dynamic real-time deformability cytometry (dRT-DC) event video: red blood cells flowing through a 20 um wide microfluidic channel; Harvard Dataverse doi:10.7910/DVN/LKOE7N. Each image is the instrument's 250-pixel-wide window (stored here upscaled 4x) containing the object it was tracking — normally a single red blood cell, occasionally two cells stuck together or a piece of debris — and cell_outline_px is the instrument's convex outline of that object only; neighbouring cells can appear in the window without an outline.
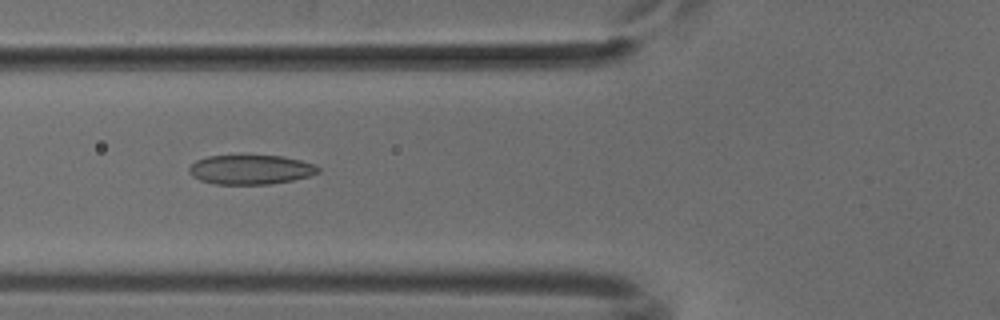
{"species": "common noctule bat (a hibernating species)", "species_latin": "Nyctalus noctula", "temperature_condition": "cold", "stored_images_in_passage": 42, "camera_frame_rate_fps": 3000, "um_per_image_px": 0.085, "animal": {"sex": "male", "body_mass_g": 18.8}, "frame": {"image": 1, "passage_image": 10, "time_ms": 3.0, "image_size_px": [1000, 320], "cell_outline_px": [[320, 172], [308, 176], [292, 180], [268, 184], [216, 184], [200, 180], [192, 176], [188, 172], [188, 168], [196, 160], [208, 156], [284, 156], [316, 164], [320, 168]], "centroid_in_image_um": [21.31, 14.41], "position_along_channel_um": 104.5, "area_um2": 22.08}}
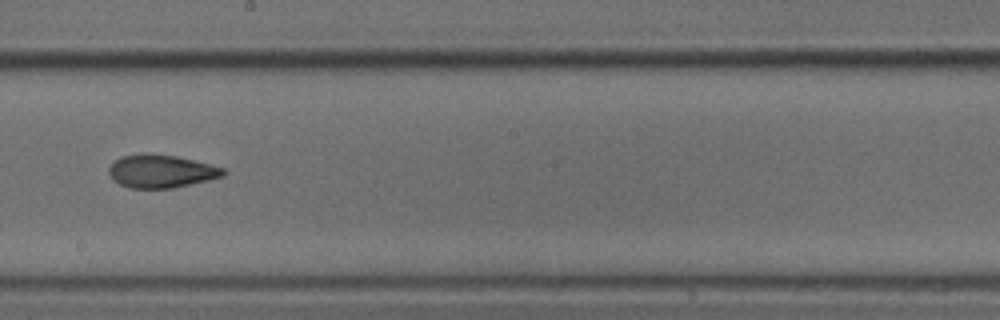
{"frame": {"image": 2, "passage_image": 20, "time_ms": 6.333, "image_size_px": [1000, 320], "cell_outline_px": [[228, 172], [224, 176], [208, 180], [172, 188], [128, 188], [112, 180], [108, 172], [108, 168], [120, 156], [144, 152], [148, 152], [176, 156], [224, 168]], "centroid_in_image_um": [13.66, 14.54], "position_along_channel_um": 234.5, "area_um2": 22.2}}
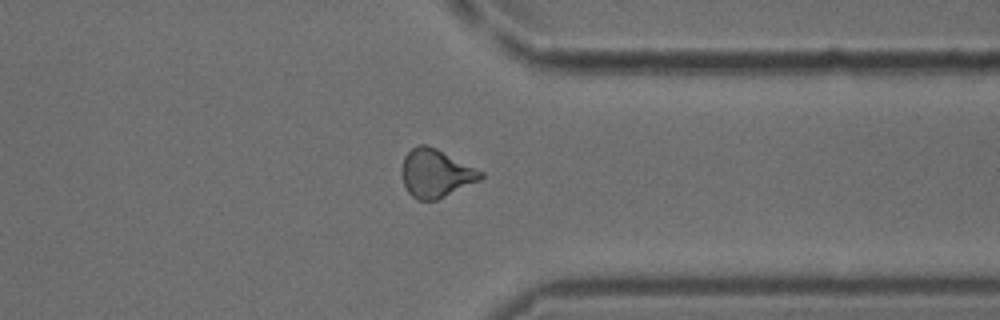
{"frame": {"image": 3, "passage_image": 31, "time_ms": 10.0, "image_size_px": [1000, 320], "cell_outline_px": [[484, 176], [480, 180], [436, 200], [416, 200], [408, 192], [404, 184], [400, 172], [400, 168], [404, 156], [412, 148], [420, 144], [424, 144], [436, 148], [484, 172]], "centroid_in_image_um": [37.01, 14.73], "position_along_channel_um": 374.4, "area_um2": 22.14}}